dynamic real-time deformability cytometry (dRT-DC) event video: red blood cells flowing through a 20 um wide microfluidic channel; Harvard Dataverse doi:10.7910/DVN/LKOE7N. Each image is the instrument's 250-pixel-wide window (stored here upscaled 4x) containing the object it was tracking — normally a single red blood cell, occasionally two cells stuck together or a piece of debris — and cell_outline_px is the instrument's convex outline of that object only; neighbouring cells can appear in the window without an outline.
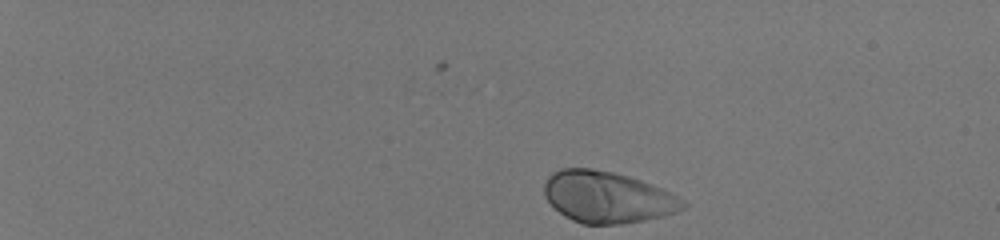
{"species": "human", "species_latin": "Homo sapiens", "temperature_condition": "room temperature", "stored_images_in_passage": 40, "camera_frame_rate_fps": 3000, "um_per_image_px": 0.085, "donor": {"sex": "male"}, "frame": {"image": 1, "passage_image": 1, "time_ms": 0.0, "image_size_px": [1000, 240], "cell_outline_px": [[688, 204], [684, 208], [676, 212], [664, 216], [644, 220], [620, 224], [580, 224], [564, 216], [544, 196], [544, 184], [548, 176], [552, 172], [560, 168], [592, 168], [612, 172], [628, 176], [640, 180], [660, 188], [684, 200]], "centroid_in_image_um": [51.61, 16.76], "position_along_channel_um": 33.4, "area_um2": 41.5}}
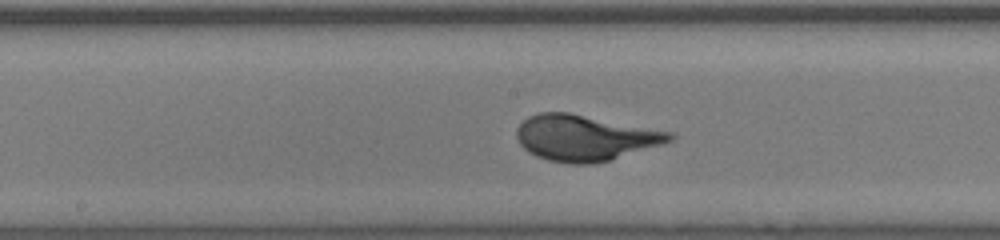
{"frame": {"image": 2, "passage_image": 23, "time_ms": 7.333, "image_size_px": [1000, 240], "cell_outline_px": [[676, 136], [672, 140], [664, 144], [608, 160], [592, 164], [568, 164], [548, 160], [536, 156], [528, 152], [520, 144], [516, 136], [516, 128], [528, 116], [540, 112], [568, 112], [672, 132]], "centroid_in_image_um": [49.7, 11.71], "position_along_channel_um": 198.5, "area_um2": 40.81}}
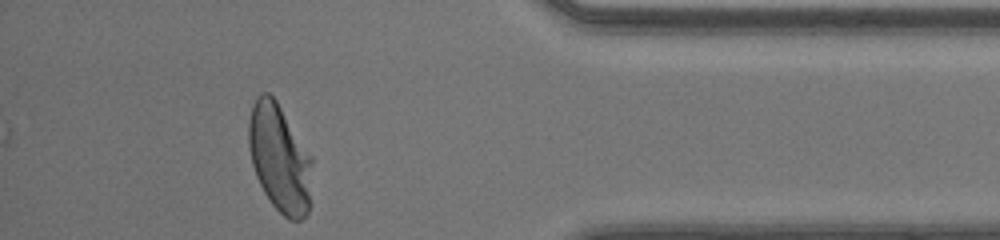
{"frame": {"image": 3, "passage_image": 40, "time_ms": 13.0, "image_size_px": [1000, 240], "cell_outline_px": [[312, 164], [308, 212], [300, 220], [288, 220], [272, 204], [264, 192], [256, 176], [252, 164], [248, 144], [248, 120], [252, 104], [256, 96], [260, 92], [268, 92], [276, 100], [312, 156]], "centroid_in_image_um": [23.74, 13.41], "position_along_channel_um": 411.5, "area_um2": 39.94}, "authors_computed_cell_mechanics": {"area_um2": 39.4196, "velocity_mm_per_s": 4.0942, "shape_relaxation_time_tau1_ms": 2.5014, "shape_relaxation_time_tau2_ms": null, "deformation_change_tau1": 0.1758, "deformation_change_tau2": null}}